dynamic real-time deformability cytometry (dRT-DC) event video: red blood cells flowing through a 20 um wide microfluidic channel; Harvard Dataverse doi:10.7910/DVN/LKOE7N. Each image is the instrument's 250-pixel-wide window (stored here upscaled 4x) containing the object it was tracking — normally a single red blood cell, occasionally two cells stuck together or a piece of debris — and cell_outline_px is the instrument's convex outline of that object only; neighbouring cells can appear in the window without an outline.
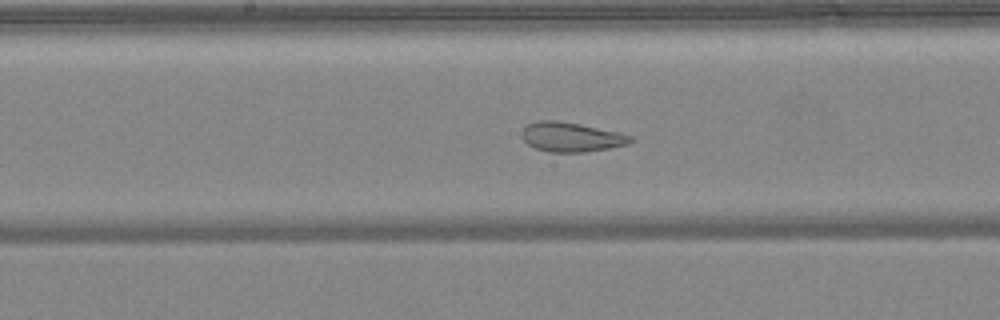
{"species": "common noctule bat (a hibernating species)", "species_latin": "Nyctalus noctula", "temperature_condition": "warm", "stored_images_in_passage": 50, "camera_frame_rate_fps": 3000, "um_per_image_px": 0.085, "animal": {"sex": "female", "body_mass_g": 24.6, "forearm_length_mm": 56.2}, "frame": {"image": 1, "passage_image": 26, "time_ms": 8.333, "image_size_px": [1000, 320], "cell_outline_px": [[632, 140], [628, 144], [608, 148], [584, 152], [548, 152], [536, 148], [528, 144], [520, 136], [520, 132], [528, 124], [536, 120], [556, 120], [580, 124], [620, 132], [632, 136]], "centroid_in_image_um": [48.52, 11.64], "position_along_channel_um": 199.7, "area_um2": 18.73}}
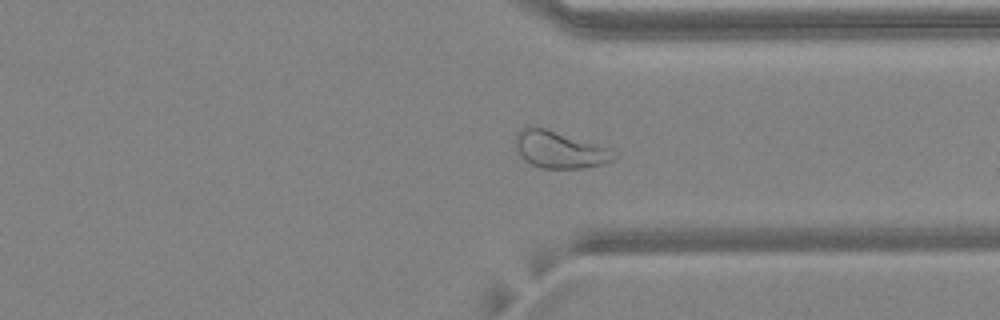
{"frame": {"image": 2, "passage_image": 38, "time_ms": 12.333, "image_size_px": [1000, 320], "cell_outline_px": [[620, 156], [604, 164], [584, 168], [540, 168], [524, 160], [516, 152], [516, 132], [520, 128], [532, 124], [612, 148], [620, 152]], "centroid_in_image_um": [47.6, 12.7], "position_along_channel_um": 363.8, "area_um2": 21.91}}
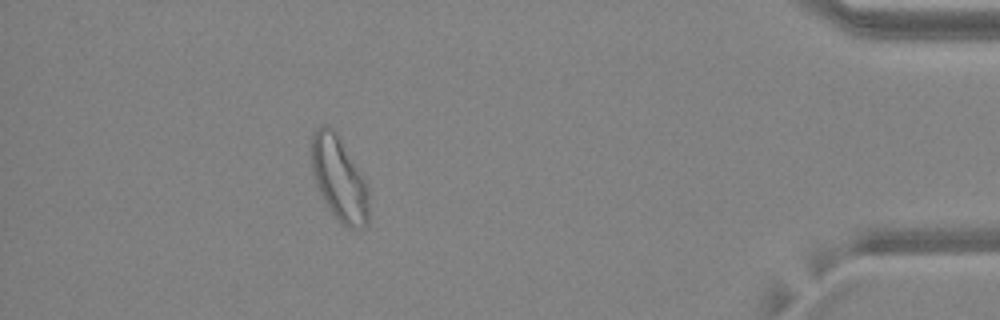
{"frame": {"image": 3, "passage_image": 45, "time_ms": 14.667, "image_size_px": [1000, 320], "cell_outline_px": [[368, 224], [364, 228], [348, 228], [340, 224], [328, 208], [316, 184], [312, 172], [312, 136], [316, 128], [324, 124], [328, 124], [336, 132], [364, 180], [368, 192]], "centroid_in_image_um": [28.81, 15.23], "position_along_channel_um": 406.4, "area_um2": 27.8}, "authors_computed_cell_mechanics": {"area_um2": 26.2412, "velocity_mm_per_s": 4.1152, "shape_relaxation_time_tau1_ms": null, "shape_relaxation_time_tau2_ms": 1.5584, "deformation_change_tau1": null, "deformation_change_tau2": 0.0935}}